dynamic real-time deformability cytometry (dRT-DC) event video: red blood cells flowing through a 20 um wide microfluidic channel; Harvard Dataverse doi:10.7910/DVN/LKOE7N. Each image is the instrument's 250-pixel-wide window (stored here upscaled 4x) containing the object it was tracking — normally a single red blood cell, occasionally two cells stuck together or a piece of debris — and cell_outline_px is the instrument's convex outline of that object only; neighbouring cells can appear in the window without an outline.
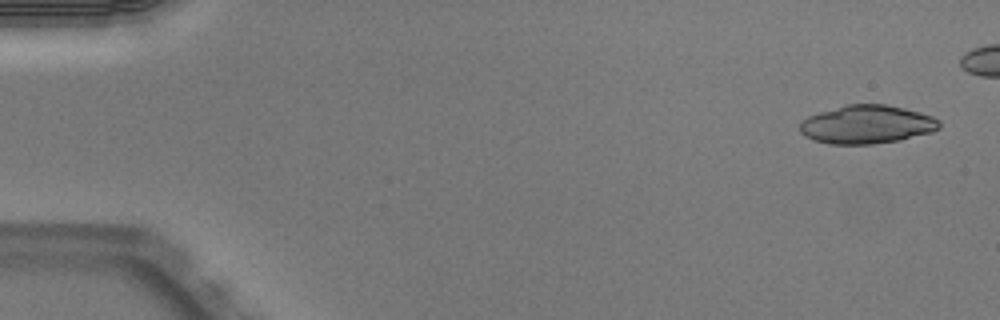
{"species": "Egyptian fruit bat (a non-hibernating species)", "species_latin": "Rousettus aegyptiacus", "temperature_condition": "warm", "stored_images_in_passage": 45, "camera_frame_rate_fps": 3000, "um_per_image_px": 0.085, "animal": {"sex": "male"}, "frame": {"image": 1, "passage_image": 2, "time_ms": 0.333, "image_size_px": [1000, 320], "cell_outline_px": [[940, 128], [932, 132], [900, 140], [872, 144], [828, 144], [812, 140], [804, 136], [800, 132], [800, 124], [808, 116], [844, 104], [884, 104], [904, 108], [920, 112], [932, 116], [940, 120]], "centroid_in_image_um": [73.68, 10.58], "position_along_channel_um": 11.3, "area_um2": 31.39}}